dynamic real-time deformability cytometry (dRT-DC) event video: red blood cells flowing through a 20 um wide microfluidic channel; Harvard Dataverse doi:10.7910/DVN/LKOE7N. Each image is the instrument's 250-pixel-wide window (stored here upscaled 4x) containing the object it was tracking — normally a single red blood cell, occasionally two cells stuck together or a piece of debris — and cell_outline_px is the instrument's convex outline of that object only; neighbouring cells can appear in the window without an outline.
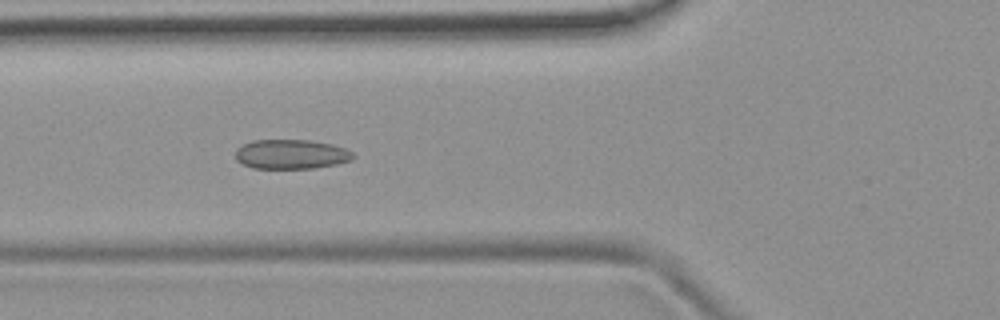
{"species": "common noctule bat (a hibernating species)", "species_latin": "Nyctalus noctula", "temperature_condition": "room temperature", "stored_images_in_passage": 6, "camera_frame_rate_fps": 3000, "um_per_image_px": 0.085, "animal": {"sex": "female", "body_mass_g": 19.9}, "frame": {"image": 1, "passage_image": 6, "time_ms": 5.667, "image_size_px": [1000, 320], "cell_outline_px": [[356, 156], [352, 160], [336, 164], [316, 168], [252, 168], [236, 160], [236, 148], [252, 140], [312, 140], [332, 144], [344, 148], [352, 152]], "centroid_in_image_um": [24.77, 13.1], "position_along_channel_um": 101.0, "area_um2": 20.29}}